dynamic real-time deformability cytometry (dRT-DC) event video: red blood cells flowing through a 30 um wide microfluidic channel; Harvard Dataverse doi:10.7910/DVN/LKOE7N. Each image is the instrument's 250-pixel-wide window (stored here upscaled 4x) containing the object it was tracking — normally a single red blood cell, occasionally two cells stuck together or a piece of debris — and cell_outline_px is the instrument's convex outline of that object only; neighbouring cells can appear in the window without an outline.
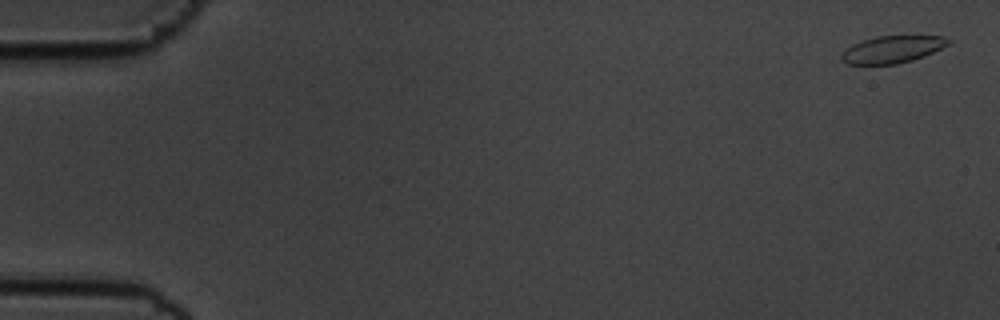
{"species": "common noctule bat (a hibernating species)", "species_latin": "Nyctalus noctula", "temperature_condition": "cold", "stored_images_in_passage": 18, "camera_frame_rate_fps": 3000, "um_per_image_px": 0.085, "animal": {"sex": "male", "body_mass_g": 19.5, "forearm_length_mm": 54.6}, "frame": {"image": 1, "passage_image": 1, "time_ms": 0.0, "image_size_px": [1000, 320], "cell_outline_px": [[952, 44], [924, 56], [912, 60], [896, 64], [848, 64], [840, 56], [852, 44], [876, 36], [944, 36], [952, 40]], "centroid_in_image_um": [75.93, 4.19], "position_along_channel_um": 9.1, "area_um2": 16.82}}
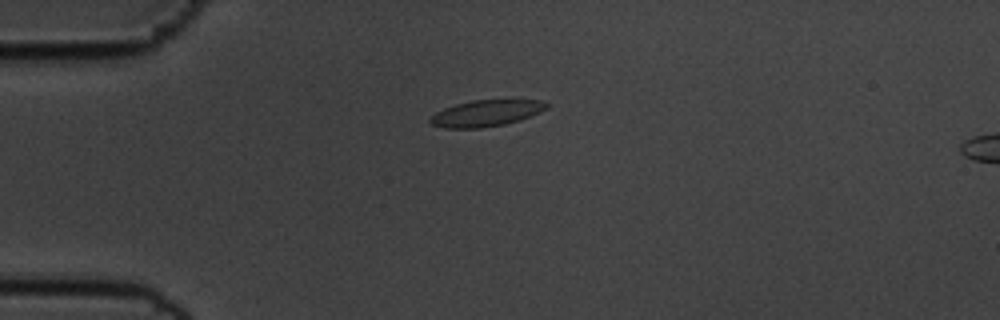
{"frame": {"image": 2, "passage_image": 14, "time_ms": 4.333, "image_size_px": [1000, 320], "cell_outline_px": [[548, 108], [540, 112], [520, 120], [504, 124], [480, 128], [444, 128], [432, 124], [428, 120], [436, 112], [444, 108], [456, 104], [472, 100], [544, 100], [548, 104]], "centroid_in_image_um": [41.33, 9.62], "position_along_channel_um": 43.7, "area_um2": 17.8}}